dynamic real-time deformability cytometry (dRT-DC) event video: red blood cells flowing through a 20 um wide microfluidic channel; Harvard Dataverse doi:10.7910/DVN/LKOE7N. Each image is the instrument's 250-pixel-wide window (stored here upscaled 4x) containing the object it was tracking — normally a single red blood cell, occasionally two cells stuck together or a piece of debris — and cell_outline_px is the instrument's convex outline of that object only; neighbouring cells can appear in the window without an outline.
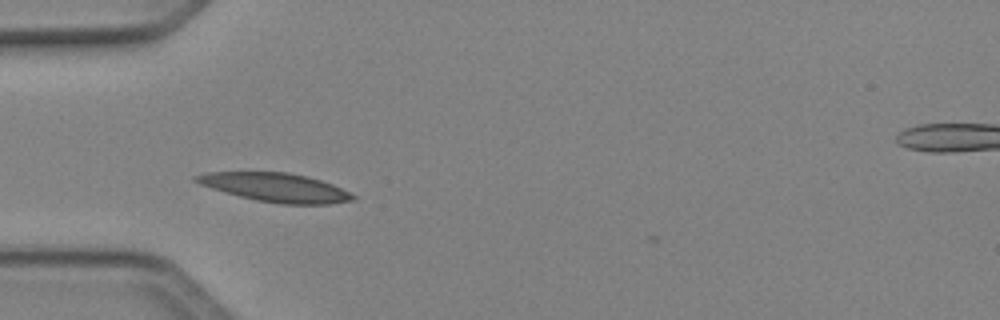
{"species": "Egyptian fruit bat (a non-hibernating species)", "species_latin": "Rousettus aegyptiacus", "temperature_condition": "cold", "stored_images_in_passage": 5, "camera_frame_rate_fps": 3000, "um_per_image_px": 0.085, "animal": {"sex": "female"}, "frame": {"image": 1, "passage_image": 1, "time_ms": 0.0, "image_size_px": [1000, 320], "cell_outline_px": [[356, 200], [332, 204], [280, 204], [256, 200], [224, 192], [200, 184], [192, 180], [192, 176], [204, 172], [288, 172], [308, 176], [332, 184], [356, 196]], "centroid_in_image_um": [23.41, 15.93], "position_along_channel_um": 61.6, "area_um2": 26.36}}
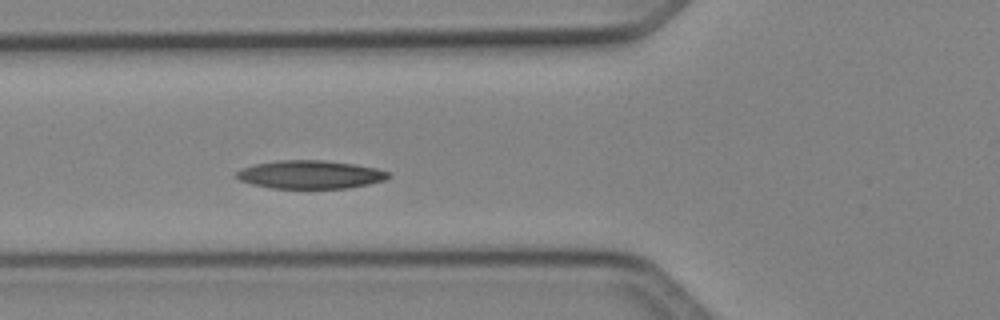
{"frame": {"image": 2, "passage_image": 4, "time_ms": 1.0, "image_size_px": [1000, 320], "cell_outline_px": [[392, 176], [384, 180], [368, 184], [348, 188], [272, 188], [252, 184], [240, 180], [232, 176], [236, 172], [244, 168], [256, 164], [280, 160], [324, 160], [356, 164], [376, 168], [392, 172]], "centroid_in_image_um": [26.41, 14.83], "position_along_channel_um": 99.4, "area_um2": 25.09}}